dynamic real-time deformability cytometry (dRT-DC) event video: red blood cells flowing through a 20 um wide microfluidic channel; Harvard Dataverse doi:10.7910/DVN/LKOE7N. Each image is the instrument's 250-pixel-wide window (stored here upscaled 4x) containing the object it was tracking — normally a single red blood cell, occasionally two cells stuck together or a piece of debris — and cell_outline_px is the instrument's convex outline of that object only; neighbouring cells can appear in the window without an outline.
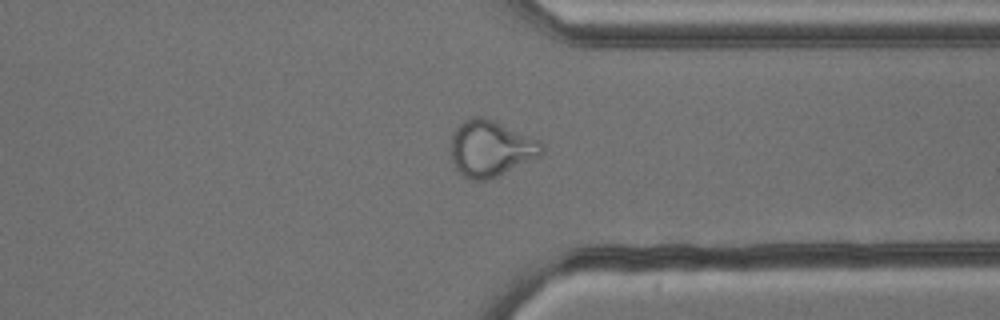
{"species": "common noctule bat (a hibernating species)", "species_latin": "Nyctalus noctula", "temperature_condition": "cold", "stored_images_in_passage": 46, "camera_frame_rate_fps": 3000, "um_per_image_px": 0.085, "animal": {"sex": "male", "body_mass_g": 13.3}, "frame": {"image": 1, "passage_image": 33, "time_ms": 10.667, "image_size_px": [1000, 320], "cell_outline_px": [[544, 152], [540, 156], [496, 176], [484, 180], [472, 180], [464, 176], [456, 168], [452, 160], [452, 136], [456, 128], [464, 120], [472, 116], [484, 116], [540, 140], [544, 144]], "centroid_in_image_um": [41.73, 12.6], "position_along_channel_um": 369.7, "area_um2": 29.48}, "authors_computed_cell_mechanics": {"area_um2": 29.4491, "velocity_mm_per_s": 3.8129, "shape_relaxation_time_tau1_ms": null, "shape_relaxation_time_tau2_ms": 1.3822, "deformation_change_tau1": null, "deformation_change_tau2": 0.0778}}